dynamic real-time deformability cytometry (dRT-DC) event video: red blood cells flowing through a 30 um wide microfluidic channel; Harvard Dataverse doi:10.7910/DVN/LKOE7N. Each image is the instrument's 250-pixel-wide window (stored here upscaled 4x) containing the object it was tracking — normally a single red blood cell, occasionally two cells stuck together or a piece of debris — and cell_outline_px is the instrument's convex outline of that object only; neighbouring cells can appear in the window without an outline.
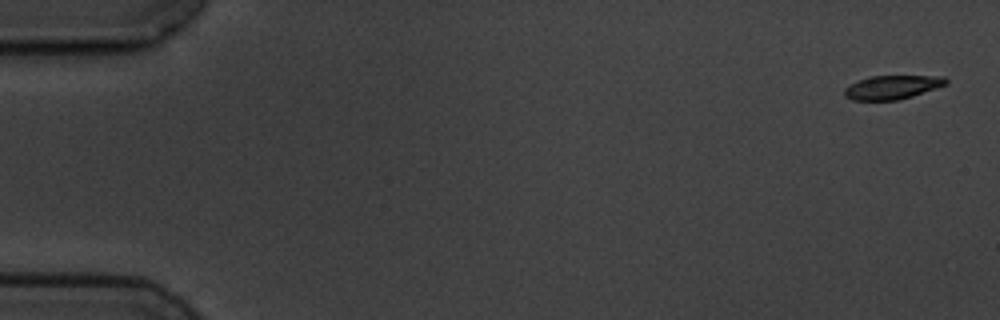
{"species": "common noctule bat (a hibernating species)", "species_latin": "Nyctalus noctula", "temperature_condition": "cold", "stored_images_in_passage": 4, "camera_frame_rate_fps": 3000, "um_per_image_px": 0.085, "animal": {"sex": "male", "body_mass_g": 19.5, "forearm_length_mm": 54.6}, "frame": {"image": 1, "passage_image": 1, "time_ms": 0.0, "image_size_px": [1000, 320], "cell_outline_px": [[948, 84], [912, 96], [896, 100], [852, 100], [844, 96], [844, 88], [860, 80], [872, 76], [944, 76], [948, 80]], "centroid_in_image_um": [75.85, 7.41], "position_along_channel_um": 9.1, "area_um2": 13.93}}